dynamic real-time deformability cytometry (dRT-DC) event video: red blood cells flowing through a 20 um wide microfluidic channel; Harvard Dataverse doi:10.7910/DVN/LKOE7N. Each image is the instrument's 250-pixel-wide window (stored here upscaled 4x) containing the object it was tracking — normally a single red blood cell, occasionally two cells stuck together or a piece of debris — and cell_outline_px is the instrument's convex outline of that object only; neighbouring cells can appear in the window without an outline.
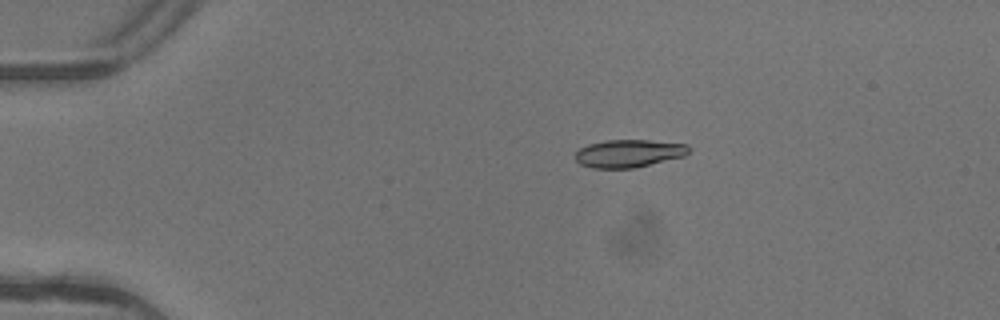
{"species": "common noctule bat (a hibernating species)", "species_latin": "Nyctalus noctula", "temperature_condition": "warm", "stored_images_in_passage": 6, "camera_frame_rate_fps": 3000, "um_per_image_px": 0.085, "animal": {"sex": "female"}, "frame": {"image": 1, "passage_image": 3, "time_ms": 0.667, "image_size_px": [1000, 320], "cell_outline_px": [[692, 148], [684, 156], [632, 168], [592, 168], [580, 164], [576, 160], [576, 152], [580, 148], [588, 144], [604, 140], [648, 140], [688, 144]], "centroid_in_image_um": [53.45, 13.03], "position_along_channel_um": 31.6, "area_um2": 18.32}}
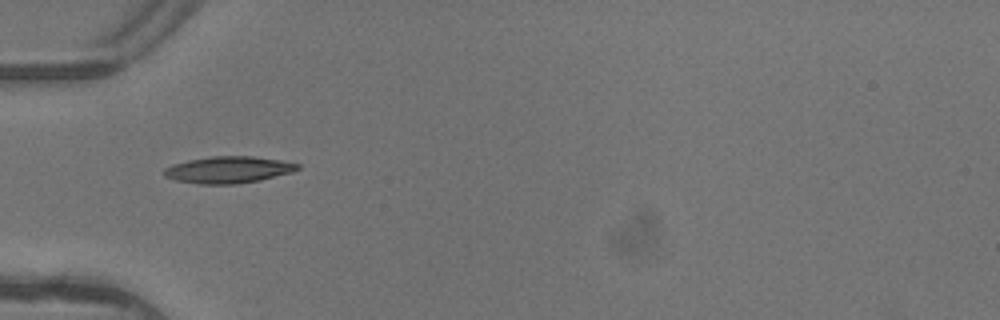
{"frame": {"image": 2, "passage_image": 5, "time_ms": 1.333, "image_size_px": [1000, 320], "cell_outline_px": [[300, 168], [292, 172], [260, 180], [236, 184], [200, 184], [176, 180], [164, 176], [164, 168], [172, 164], [188, 160], [212, 156], [252, 156], [280, 160], [300, 164]], "centroid_in_image_um": [19.41, 14.42], "position_along_channel_um": 65.6, "area_um2": 20.75}}
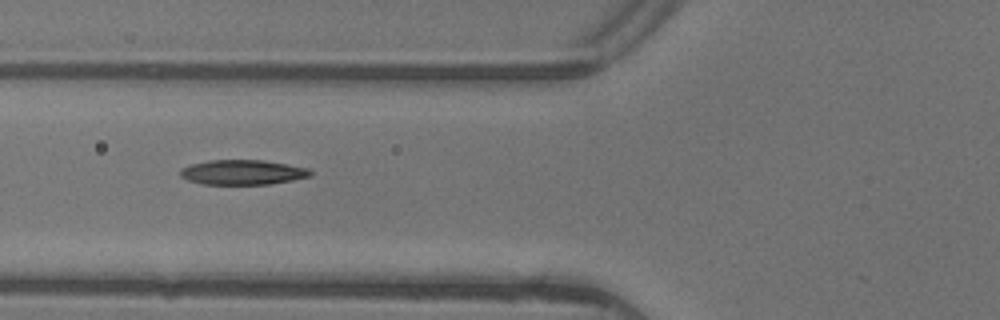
{"frame": {"image": 3, "passage_image": 6, "time_ms": 1.667, "image_size_px": [1000, 320], "cell_outline_px": [[312, 176], [292, 180], [268, 184], [204, 184], [188, 180], [180, 176], [180, 168], [192, 164], [208, 160], [264, 160], [288, 164], [308, 168], [312, 172]], "centroid_in_image_um": [20.63, 14.64], "position_along_channel_um": 105.2, "area_um2": 18.84}}